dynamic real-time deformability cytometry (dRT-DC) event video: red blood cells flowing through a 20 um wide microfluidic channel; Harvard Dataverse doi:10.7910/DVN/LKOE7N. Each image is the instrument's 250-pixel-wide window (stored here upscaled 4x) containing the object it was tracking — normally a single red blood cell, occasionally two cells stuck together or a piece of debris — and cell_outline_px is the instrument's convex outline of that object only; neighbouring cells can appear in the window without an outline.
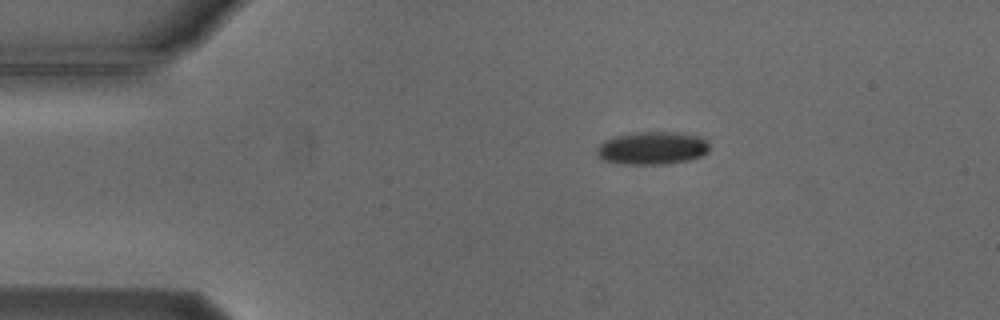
{"species": "Egyptian fruit bat (a non-hibernating species)", "species_latin": "Rousettus aegyptiacus", "temperature_condition": "cold", "stored_images_in_passage": 4, "camera_frame_rate_fps": 3000, "um_per_image_px": 0.085, "animal": {"sex": "male"}, "frame": {"image": 1, "passage_image": 1, "time_ms": 0.0, "image_size_px": [1000, 320], "cell_outline_px": [[708, 152], [700, 156], [688, 160], [668, 164], [620, 164], [604, 160], [596, 152], [600, 144], [604, 140], [616, 136], [636, 132], [676, 132], [700, 136], [708, 140]], "centroid_in_image_um": [55.47, 12.58], "position_along_channel_um": 29.5, "area_um2": 21.56}}
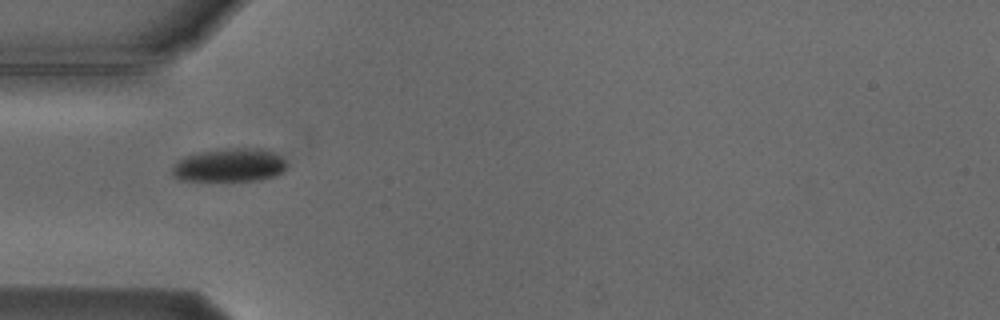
{"frame": {"image": 2, "passage_image": 3, "time_ms": 2.333, "image_size_px": [1000, 320], "cell_outline_px": [[288, 164], [276, 176], [260, 180], [176, 180], [172, 176], [172, 164], [176, 160], [184, 156], [196, 152], [224, 148], [272, 148]], "centroid_in_image_um": [19.48, 14.01], "position_along_channel_um": 65.5, "area_um2": 22.83}}